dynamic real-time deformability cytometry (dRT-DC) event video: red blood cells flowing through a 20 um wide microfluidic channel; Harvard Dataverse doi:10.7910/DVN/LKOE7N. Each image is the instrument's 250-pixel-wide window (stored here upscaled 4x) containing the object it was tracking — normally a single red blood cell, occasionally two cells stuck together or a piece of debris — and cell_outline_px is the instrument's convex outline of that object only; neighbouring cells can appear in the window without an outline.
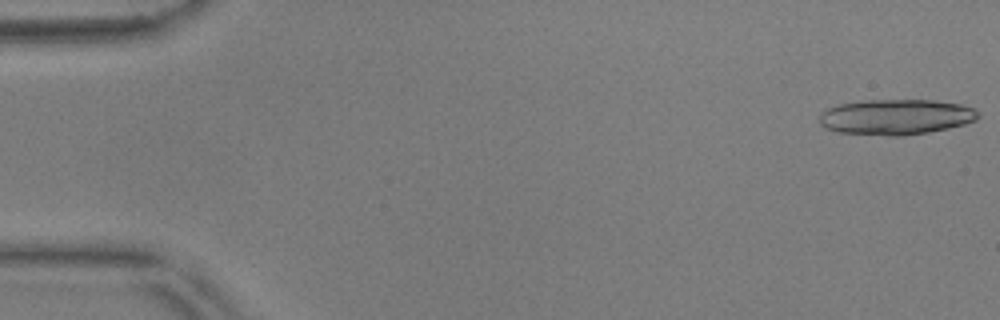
{"species": "common noctule bat (a hibernating species)", "species_latin": "Nyctalus noctula", "temperature_condition": "warm", "stored_images_in_passage": 19, "camera_frame_rate_fps": 3000, "um_per_image_px": 0.085, "animal": {"sex": "male", "body_mass_g": 17.9, "forearm_length_mm": 54.2}, "frame": {"image": 1, "passage_image": 1, "time_ms": 0.0, "image_size_px": [1000, 320], "cell_outline_px": [[980, 116], [976, 120], [964, 124], [948, 128], [928, 132], [904, 136], [888, 136], [836, 132], [820, 124], [820, 112], [828, 108], [840, 104], [864, 100], [932, 100], [960, 104], [976, 108], [980, 112]], "centroid_in_image_um": [76.18, 9.94], "position_along_channel_um": 8.8, "area_um2": 33.0}}
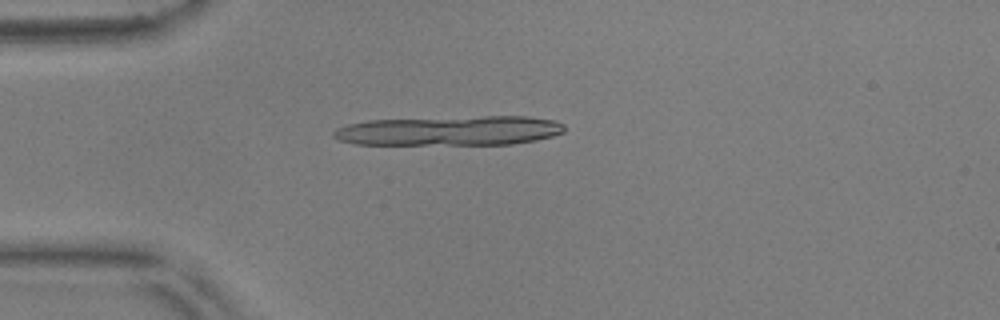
{"frame": {"image": 2, "passage_image": 14, "time_ms": 4.333, "image_size_px": [1000, 320], "cell_outline_px": [[564, 132], [552, 136], [536, 140], [512, 144], [356, 144], [340, 140], [332, 136], [332, 132], [336, 128], [348, 124], [368, 120], [484, 116], [528, 116], [552, 120], [564, 124]], "centroid_in_image_um": [38.23, 11.1], "position_along_channel_um": 46.8, "area_um2": 39.77}}